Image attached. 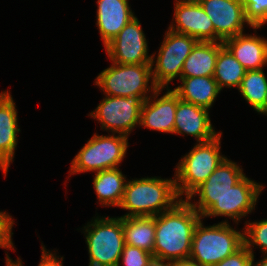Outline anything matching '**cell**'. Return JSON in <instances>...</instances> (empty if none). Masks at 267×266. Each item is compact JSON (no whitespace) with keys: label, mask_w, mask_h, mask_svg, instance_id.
Instances as JSON below:
<instances>
[{"label":"cell","mask_w":267,"mask_h":266,"mask_svg":"<svg viewBox=\"0 0 267 266\" xmlns=\"http://www.w3.org/2000/svg\"><path fill=\"white\" fill-rule=\"evenodd\" d=\"M201 218L186 199L155 216L153 258L157 266L189 259L194 229Z\"/></svg>","instance_id":"1"},{"label":"cell","mask_w":267,"mask_h":266,"mask_svg":"<svg viewBox=\"0 0 267 266\" xmlns=\"http://www.w3.org/2000/svg\"><path fill=\"white\" fill-rule=\"evenodd\" d=\"M180 200L175 179L136 178L127 181L119 208L128 211L121 217L157 216Z\"/></svg>","instance_id":"2"},{"label":"cell","mask_w":267,"mask_h":266,"mask_svg":"<svg viewBox=\"0 0 267 266\" xmlns=\"http://www.w3.org/2000/svg\"><path fill=\"white\" fill-rule=\"evenodd\" d=\"M202 220L194 229L189 260L213 266L244 245L243 230H235L226 220L212 226H204Z\"/></svg>","instance_id":"3"},{"label":"cell","mask_w":267,"mask_h":266,"mask_svg":"<svg viewBox=\"0 0 267 266\" xmlns=\"http://www.w3.org/2000/svg\"><path fill=\"white\" fill-rule=\"evenodd\" d=\"M221 137L222 132L212 140L196 142V145L177 163L173 178L180 199L184 197L187 199L226 158L220 151Z\"/></svg>","instance_id":"4"},{"label":"cell","mask_w":267,"mask_h":266,"mask_svg":"<svg viewBox=\"0 0 267 266\" xmlns=\"http://www.w3.org/2000/svg\"><path fill=\"white\" fill-rule=\"evenodd\" d=\"M89 266H118L125 245L122 217H95L84 229Z\"/></svg>","instance_id":"5"},{"label":"cell","mask_w":267,"mask_h":266,"mask_svg":"<svg viewBox=\"0 0 267 266\" xmlns=\"http://www.w3.org/2000/svg\"><path fill=\"white\" fill-rule=\"evenodd\" d=\"M111 63L110 67L99 73L94 82L105 95L137 96L146 100L158 89L153 80L151 64Z\"/></svg>","instance_id":"6"},{"label":"cell","mask_w":267,"mask_h":266,"mask_svg":"<svg viewBox=\"0 0 267 266\" xmlns=\"http://www.w3.org/2000/svg\"><path fill=\"white\" fill-rule=\"evenodd\" d=\"M128 147L127 136L113 133L106 136L95 133L71 161L69 177L77 173L119 168Z\"/></svg>","instance_id":"7"},{"label":"cell","mask_w":267,"mask_h":266,"mask_svg":"<svg viewBox=\"0 0 267 266\" xmlns=\"http://www.w3.org/2000/svg\"><path fill=\"white\" fill-rule=\"evenodd\" d=\"M197 42L196 38L167 29L157 57L152 54V76L158 88L165 90L175 78L180 80L184 61Z\"/></svg>","instance_id":"8"},{"label":"cell","mask_w":267,"mask_h":266,"mask_svg":"<svg viewBox=\"0 0 267 266\" xmlns=\"http://www.w3.org/2000/svg\"><path fill=\"white\" fill-rule=\"evenodd\" d=\"M145 99L137 96H107L88 116L100 122L101 129L129 137L140 124L141 108Z\"/></svg>","instance_id":"9"},{"label":"cell","mask_w":267,"mask_h":266,"mask_svg":"<svg viewBox=\"0 0 267 266\" xmlns=\"http://www.w3.org/2000/svg\"><path fill=\"white\" fill-rule=\"evenodd\" d=\"M264 185L246 175L202 215V218L224 216L232 219L237 225L240 219L251 213L257 203Z\"/></svg>","instance_id":"10"},{"label":"cell","mask_w":267,"mask_h":266,"mask_svg":"<svg viewBox=\"0 0 267 266\" xmlns=\"http://www.w3.org/2000/svg\"><path fill=\"white\" fill-rule=\"evenodd\" d=\"M148 41L138 18L131 19L105 46L111 62L118 64H151Z\"/></svg>","instance_id":"11"},{"label":"cell","mask_w":267,"mask_h":266,"mask_svg":"<svg viewBox=\"0 0 267 266\" xmlns=\"http://www.w3.org/2000/svg\"><path fill=\"white\" fill-rule=\"evenodd\" d=\"M227 157L220 163L207 180L197 187L186 199L188 203L202 216L219 198L224 196L231 187L244 176L243 169ZM198 195L197 202H191Z\"/></svg>","instance_id":"12"},{"label":"cell","mask_w":267,"mask_h":266,"mask_svg":"<svg viewBox=\"0 0 267 266\" xmlns=\"http://www.w3.org/2000/svg\"><path fill=\"white\" fill-rule=\"evenodd\" d=\"M214 26V42L244 33L245 19L242 0H198Z\"/></svg>","instance_id":"13"},{"label":"cell","mask_w":267,"mask_h":266,"mask_svg":"<svg viewBox=\"0 0 267 266\" xmlns=\"http://www.w3.org/2000/svg\"><path fill=\"white\" fill-rule=\"evenodd\" d=\"M174 20L168 29L196 38L214 42V26L198 0H175ZM175 23V24H174Z\"/></svg>","instance_id":"14"},{"label":"cell","mask_w":267,"mask_h":266,"mask_svg":"<svg viewBox=\"0 0 267 266\" xmlns=\"http://www.w3.org/2000/svg\"><path fill=\"white\" fill-rule=\"evenodd\" d=\"M169 88L160 98L163 88H158L143 102L139 126L173 134L178 95Z\"/></svg>","instance_id":"15"},{"label":"cell","mask_w":267,"mask_h":266,"mask_svg":"<svg viewBox=\"0 0 267 266\" xmlns=\"http://www.w3.org/2000/svg\"><path fill=\"white\" fill-rule=\"evenodd\" d=\"M209 113L208 109L178 97L173 133L195 137L197 143L212 140L220 132L215 131Z\"/></svg>","instance_id":"16"},{"label":"cell","mask_w":267,"mask_h":266,"mask_svg":"<svg viewBox=\"0 0 267 266\" xmlns=\"http://www.w3.org/2000/svg\"><path fill=\"white\" fill-rule=\"evenodd\" d=\"M18 113L8 90L0 94V169L6 177L18 143Z\"/></svg>","instance_id":"17"},{"label":"cell","mask_w":267,"mask_h":266,"mask_svg":"<svg viewBox=\"0 0 267 266\" xmlns=\"http://www.w3.org/2000/svg\"><path fill=\"white\" fill-rule=\"evenodd\" d=\"M224 46L246 71L258 70L267 64V40L257 34H239L223 41Z\"/></svg>","instance_id":"18"},{"label":"cell","mask_w":267,"mask_h":266,"mask_svg":"<svg viewBox=\"0 0 267 266\" xmlns=\"http://www.w3.org/2000/svg\"><path fill=\"white\" fill-rule=\"evenodd\" d=\"M129 0H98L96 25L104 47L135 17Z\"/></svg>","instance_id":"19"},{"label":"cell","mask_w":267,"mask_h":266,"mask_svg":"<svg viewBox=\"0 0 267 266\" xmlns=\"http://www.w3.org/2000/svg\"><path fill=\"white\" fill-rule=\"evenodd\" d=\"M180 81L181 85L172 89L178 97L208 110L221 91L213 76L181 77Z\"/></svg>","instance_id":"20"},{"label":"cell","mask_w":267,"mask_h":266,"mask_svg":"<svg viewBox=\"0 0 267 266\" xmlns=\"http://www.w3.org/2000/svg\"><path fill=\"white\" fill-rule=\"evenodd\" d=\"M223 42L198 41L184 61L181 77L213 76Z\"/></svg>","instance_id":"21"},{"label":"cell","mask_w":267,"mask_h":266,"mask_svg":"<svg viewBox=\"0 0 267 266\" xmlns=\"http://www.w3.org/2000/svg\"><path fill=\"white\" fill-rule=\"evenodd\" d=\"M126 176L119 168L95 172L93 188L100 206L119 207L123 199Z\"/></svg>","instance_id":"22"},{"label":"cell","mask_w":267,"mask_h":266,"mask_svg":"<svg viewBox=\"0 0 267 266\" xmlns=\"http://www.w3.org/2000/svg\"><path fill=\"white\" fill-rule=\"evenodd\" d=\"M125 244L138 247L153 255L155 216L122 217Z\"/></svg>","instance_id":"23"},{"label":"cell","mask_w":267,"mask_h":266,"mask_svg":"<svg viewBox=\"0 0 267 266\" xmlns=\"http://www.w3.org/2000/svg\"><path fill=\"white\" fill-rule=\"evenodd\" d=\"M238 91L255 111L267 116V78L263 68L246 71Z\"/></svg>","instance_id":"24"},{"label":"cell","mask_w":267,"mask_h":266,"mask_svg":"<svg viewBox=\"0 0 267 266\" xmlns=\"http://www.w3.org/2000/svg\"><path fill=\"white\" fill-rule=\"evenodd\" d=\"M245 72L246 70L242 64L223 46L218 52L213 75L219 88L221 90L224 87L239 89Z\"/></svg>","instance_id":"25"},{"label":"cell","mask_w":267,"mask_h":266,"mask_svg":"<svg viewBox=\"0 0 267 266\" xmlns=\"http://www.w3.org/2000/svg\"><path fill=\"white\" fill-rule=\"evenodd\" d=\"M244 245L254 255V246H259L261 252L267 254V219L255 222L245 221Z\"/></svg>","instance_id":"26"},{"label":"cell","mask_w":267,"mask_h":266,"mask_svg":"<svg viewBox=\"0 0 267 266\" xmlns=\"http://www.w3.org/2000/svg\"><path fill=\"white\" fill-rule=\"evenodd\" d=\"M245 19L256 30L267 23V0H242Z\"/></svg>","instance_id":"27"},{"label":"cell","mask_w":267,"mask_h":266,"mask_svg":"<svg viewBox=\"0 0 267 266\" xmlns=\"http://www.w3.org/2000/svg\"><path fill=\"white\" fill-rule=\"evenodd\" d=\"M121 259L122 262L118 266H157L151 253L127 244L124 245Z\"/></svg>","instance_id":"28"},{"label":"cell","mask_w":267,"mask_h":266,"mask_svg":"<svg viewBox=\"0 0 267 266\" xmlns=\"http://www.w3.org/2000/svg\"><path fill=\"white\" fill-rule=\"evenodd\" d=\"M15 221L8 212L0 211V247L7 250H14V243L12 241V228Z\"/></svg>","instance_id":"29"},{"label":"cell","mask_w":267,"mask_h":266,"mask_svg":"<svg viewBox=\"0 0 267 266\" xmlns=\"http://www.w3.org/2000/svg\"><path fill=\"white\" fill-rule=\"evenodd\" d=\"M253 256L247 247L243 245L235 253L213 266H252Z\"/></svg>","instance_id":"30"},{"label":"cell","mask_w":267,"mask_h":266,"mask_svg":"<svg viewBox=\"0 0 267 266\" xmlns=\"http://www.w3.org/2000/svg\"><path fill=\"white\" fill-rule=\"evenodd\" d=\"M41 250H42V254H41V261L38 264V266H63V257L59 258V256H57L56 251L55 252H51V251H47V249L45 248V245L43 246L41 244Z\"/></svg>","instance_id":"31"},{"label":"cell","mask_w":267,"mask_h":266,"mask_svg":"<svg viewBox=\"0 0 267 266\" xmlns=\"http://www.w3.org/2000/svg\"><path fill=\"white\" fill-rule=\"evenodd\" d=\"M163 266H200V265L188 259V260L168 262Z\"/></svg>","instance_id":"32"},{"label":"cell","mask_w":267,"mask_h":266,"mask_svg":"<svg viewBox=\"0 0 267 266\" xmlns=\"http://www.w3.org/2000/svg\"><path fill=\"white\" fill-rule=\"evenodd\" d=\"M6 266H24L22 260L17 257V259L14 261L11 259V257L6 252Z\"/></svg>","instance_id":"33"},{"label":"cell","mask_w":267,"mask_h":266,"mask_svg":"<svg viewBox=\"0 0 267 266\" xmlns=\"http://www.w3.org/2000/svg\"><path fill=\"white\" fill-rule=\"evenodd\" d=\"M254 257L255 255L253 256L252 266H267V254H265V256H263V258L256 263H254Z\"/></svg>","instance_id":"34"}]
</instances>
